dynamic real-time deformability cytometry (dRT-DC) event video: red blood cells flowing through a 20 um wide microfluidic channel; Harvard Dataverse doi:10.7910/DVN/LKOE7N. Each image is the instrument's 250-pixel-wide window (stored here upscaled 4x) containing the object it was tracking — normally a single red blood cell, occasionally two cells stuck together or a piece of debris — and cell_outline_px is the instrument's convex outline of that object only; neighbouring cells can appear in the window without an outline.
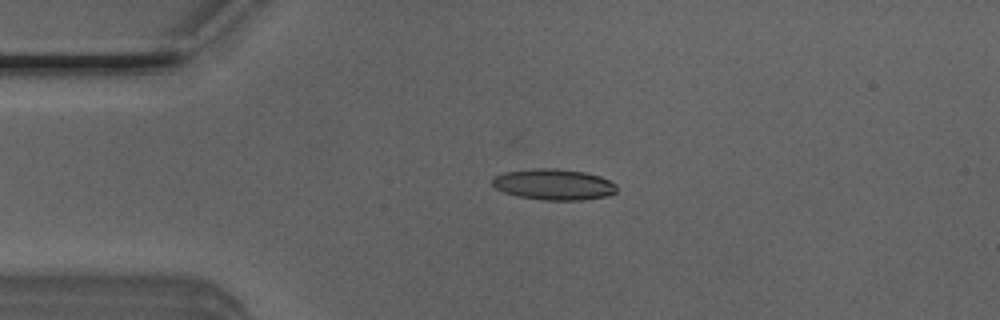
{"species": "Egyptian fruit bat (a non-hibernating species)", "species_latin": "Rousettus aegyptiacus", "temperature_condition": "room temperature", "stored_images_in_passage": 40, "camera_frame_rate_fps": 3000, "um_per_image_px": 0.085, "animal": {"sex": "male"}, "frame": {"image": 1, "passage_image": 1, "time_ms": 0.0, "image_size_px": [1000, 320], "cell_outline_px": [[616, 192], [608, 196], [580, 200], [544, 200], [520, 196], [504, 192], [496, 188], [492, 184], [492, 180], [496, 176], [504, 172], [536, 168], [552, 168], [584, 172], [600, 176], [616, 184]], "centroid_in_image_um": [47.08, 15.68], "position_along_channel_um": 37.9, "area_um2": 22.25}}
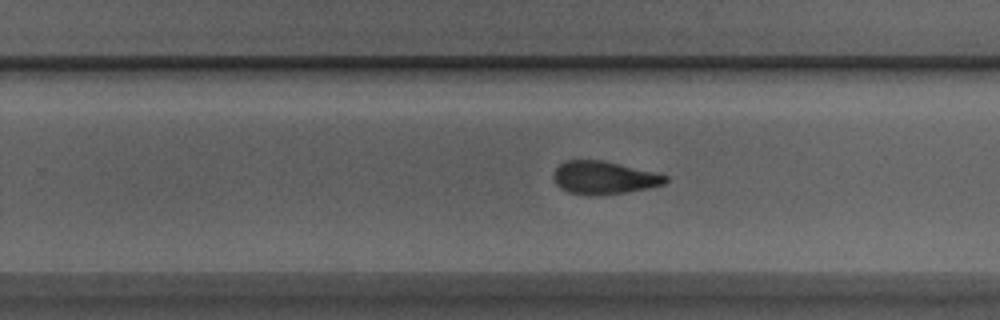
{"frame": {"image": 2, "passage_image": 21, "time_ms": 6.667, "image_size_px": [1000, 320], "cell_outline_px": [[668, 180], [664, 184], [648, 188], [624, 192], [596, 196], [584, 196], [568, 192], [560, 188], [556, 184], [552, 176], [556, 168], [564, 160], [600, 160], [652, 172], [668, 176]], "centroid_in_image_um": [51.27, 15.12], "position_along_channel_um": 278.5, "area_um2": 21.39}}
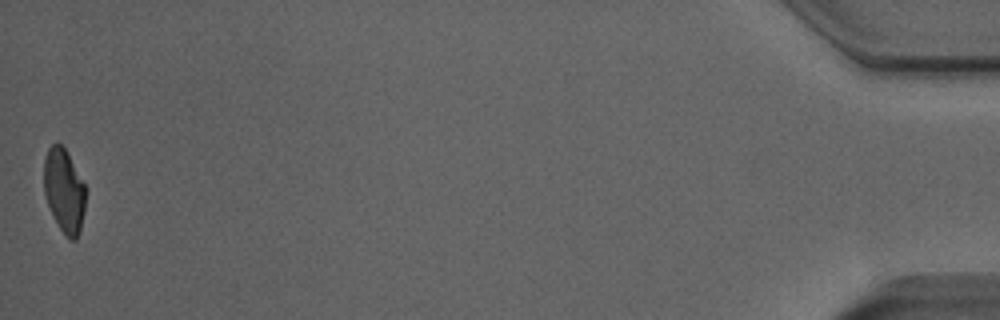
{"frame": {"image": 3, "passage_image": 40, "time_ms": 13.0, "image_size_px": [1000, 320], "cell_outline_px": [[88, 192], [80, 232], [76, 240], [72, 240], [60, 228], [52, 216], [44, 192], [44, 160], [48, 148], [56, 140], [68, 152], [88, 188]], "centroid_in_image_um": [5.49, 16.17], "position_along_channel_um": 429.7, "area_um2": 20.92}, "authors_computed_cell_mechanics": {"area_um2": 22.0796, "velocity_mm_per_s": 4.035, "shape_relaxation_time_tau1_ms": 7.0393, "shape_relaxation_time_tau2_ms": 2.1496, "deformation_change_tau1": 0.2217, "deformation_change_tau2": 0.0992}}